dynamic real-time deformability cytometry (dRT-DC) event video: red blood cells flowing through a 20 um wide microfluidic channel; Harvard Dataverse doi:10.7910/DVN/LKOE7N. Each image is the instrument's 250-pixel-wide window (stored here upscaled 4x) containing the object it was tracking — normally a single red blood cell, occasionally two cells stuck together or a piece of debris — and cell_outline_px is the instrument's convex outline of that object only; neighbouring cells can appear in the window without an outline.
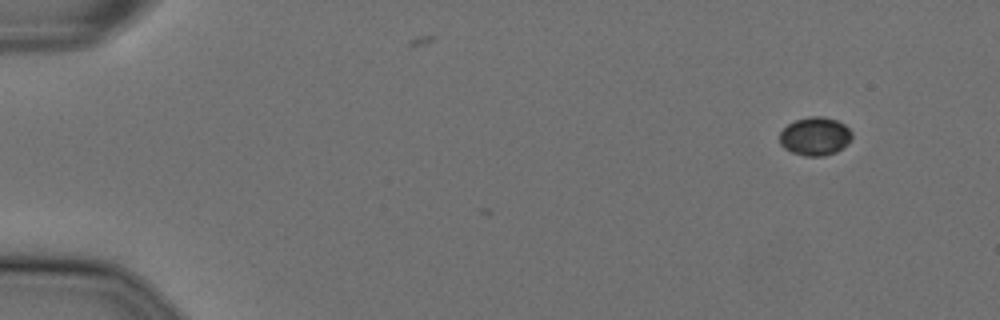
{"species": "Egyptian fruit bat (a non-hibernating species)", "species_latin": "Rousettus aegyptiacus", "temperature_condition": "cold", "stored_images_in_passage": 3, "camera_frame_rate_fps": 3000, "um_per_image_px": 0.085, "animal": {"sex": "female"}, "frame": {"image": 1, "passage_image": 1, "time_ms": 0.0, "image_size_px": [1000, 320], "cell_outline_px": [[852, 140], [848, 144], [836, 152], [824, 156], [804, 156], [792, 152], [784, 148], [780, 144], [780, 132], [788, 124], [796, 120], [808, 116], [824, 116], [836, 120], [844, 124], [852, 132]], "centroid_in_image_um": [69.3, 11.58], "position_along_channel_um": 15.7, "area_um2": 16.3}}